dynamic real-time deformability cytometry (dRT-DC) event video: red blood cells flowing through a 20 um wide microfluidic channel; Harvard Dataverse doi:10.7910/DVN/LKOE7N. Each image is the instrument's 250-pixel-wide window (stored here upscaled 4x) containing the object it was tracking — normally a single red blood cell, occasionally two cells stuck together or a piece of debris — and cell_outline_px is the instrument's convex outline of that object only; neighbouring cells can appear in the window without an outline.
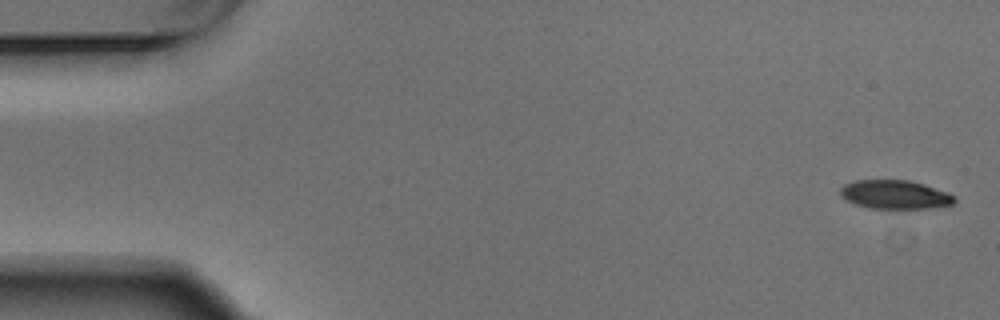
{"species": "Egyptian fruit bat (a non-hibernating species)", "species_latin": "Rousettus aegyptiacus", "temperature_condition": "warm", "stored_images_in_passage": 4, "camera_frame_rate_fps": 3000, "um_per_image_px": 0.085, "animal": {"sex": "male"}, "frame": {"image": 1, "passage_image": 1, "time_ms": 0.0, "image_size_px": [1000, 320], "cell_outline_px": [[956, 200], [952, 204], [928, 208], [900, 212], [896, 212], [872, 208], [856, 204], [840, 196], [840, 188], [844, 184], [852, 180], [908, 180], [924, 184], [948, 192], [956, 196]], "centroid_in_image_um": [76.09, 16.58], "position_along_channel_um": 8.9, "area_um2": 19.94}}
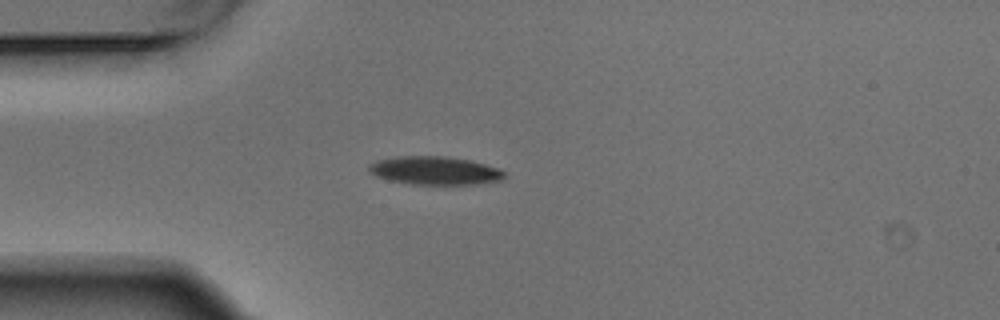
{"frame": {"image": 2, "passage_image": 4, "time_ms": 1.0, "image_size_px": [1000, 320], "cell_outline_px": [[504, 176], [500, 180], [480, 184], [412, 184], [388, 180], [376, 176], [368, 172], [368, 164], [376, 160], [400, 156], [444, 156], [472, 160], [500, 168], [504, 172]], "centroid_in_image_um": [36.94, 14.49], "position_along_channel_um": 48.1, "area_um2": 22.48}}